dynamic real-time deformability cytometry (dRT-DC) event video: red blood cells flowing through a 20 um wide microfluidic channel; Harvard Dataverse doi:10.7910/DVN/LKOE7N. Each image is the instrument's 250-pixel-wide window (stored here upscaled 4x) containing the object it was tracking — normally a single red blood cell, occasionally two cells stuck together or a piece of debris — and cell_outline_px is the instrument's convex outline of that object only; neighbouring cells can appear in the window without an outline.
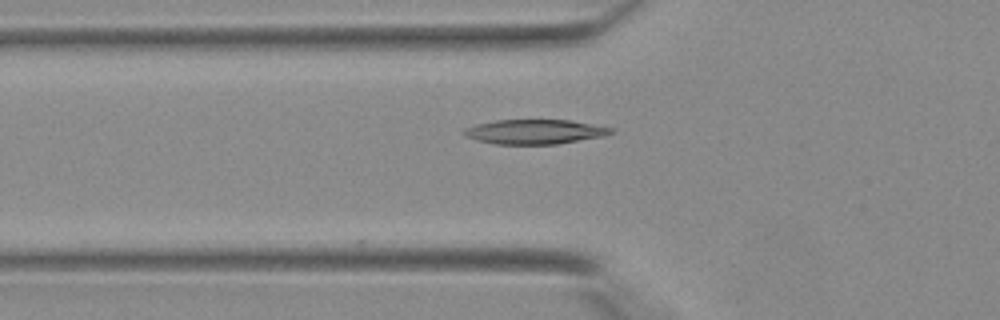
{"species": "Egyptian fruit bat (a non-hibernating species)", "species_latin": "Rousettus aegyptiacus", "temperature_condition": "warm", "stored_images_in_passage": 36, "camera_frame_rate_fps": 3000, "um_per_image_px": 0.085, "animal": {"sex": "female"}, "frame": {"image": 1, "passage_image": 10, "time_ms": 3.0, "image_size_px": [1000, 320], "cell_outline_px": [[616, 132], [604, 136], [556, 144], [496, 144], [476, 140], [464, 136], [460, 132], [464, 128], [476, 124], [496, 120], [568, 120], [616, 128]], "centroid_in_image_um": [45.45, 11.2], "position_along_channel_um": 80.4, "area_um2": 21.21}}
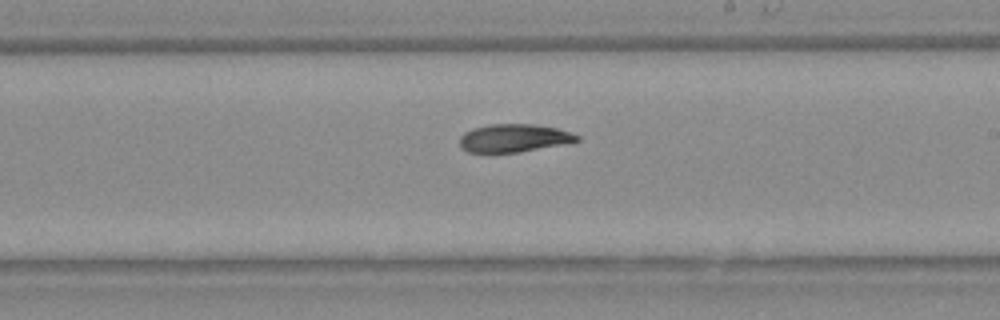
{"frame": {"image": 2, "passage_image": 20, "time_ms": 6.333, "image_size_px": [1000, 320], "cell_outline_px": [[580, 140], [568, 144], [520, 152], [468, 152], [460, 148], [460, 136], [464, 132], [472, 128], [488, 124], [532, 124], [556, 128], [580, 136]], "centroid_in_image_um": [43.68, 11.74], "position_along_channel_um": 245.3, "area_um2": 19.31}}
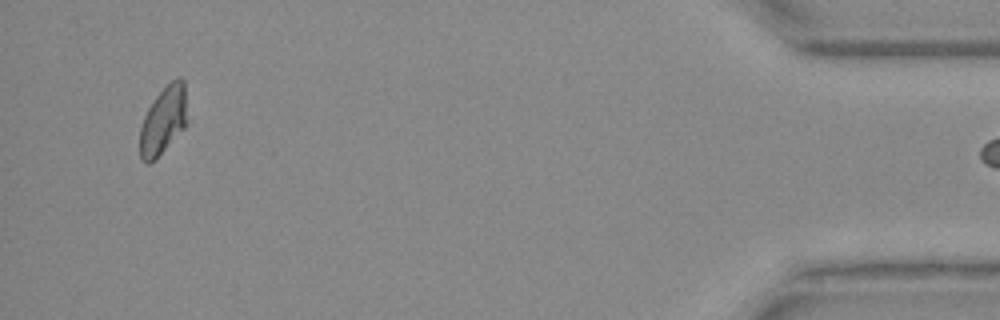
{"frame": {"image": 3, "passage_image": 35, "time_ms": 11.333, "image_size_px": [1000, 320], "cell_outline_px": [[188, 124], [148, 164], [140, 160], [140, 128], [144, 116], [148, 108], [156, 96], [176, 76], [180, 76], [184, 80]], "centroid_in_image_um": [13.9, 10.18], "position_along_channel_um": 421.3, "area_um2": 18.5}}